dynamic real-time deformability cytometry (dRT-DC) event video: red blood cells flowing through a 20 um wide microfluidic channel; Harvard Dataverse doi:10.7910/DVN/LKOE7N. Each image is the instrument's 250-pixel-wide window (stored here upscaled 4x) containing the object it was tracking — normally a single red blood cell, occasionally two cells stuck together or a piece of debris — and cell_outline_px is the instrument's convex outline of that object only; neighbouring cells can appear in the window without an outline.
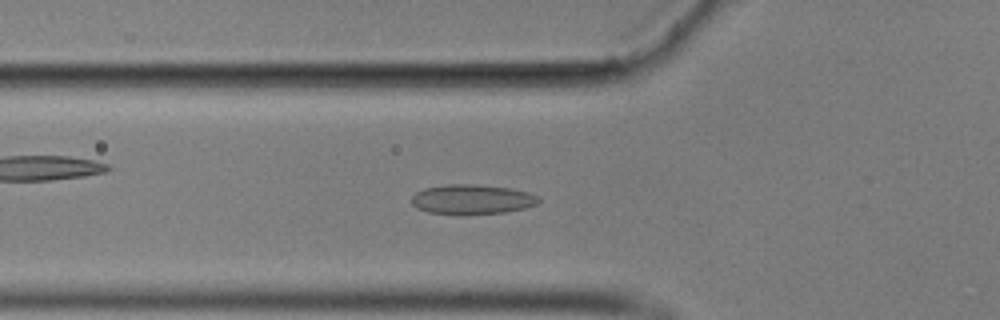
{"species": "common noctule bat (a hibernating species)", "species_latin": "Nyctalus noctula", "temperature_condition": "cold", "stored_images_in_passage": 45, "camera_frame_rate_fps": 3000, "um_per_image_px": 0.085, "animal": {"sex": "male", "body_mass_g": 17.9}, "frame": {"image": 1, "passage_image": 7, "time_ms": 2.0, "image_size_px": [1000, 320], "cell_outline_px": [[540, 200], [536, 204], [524, 208], [508, 212], [428, 212], [412, 204], [412, 196], [416, 192], [424, 188], [448, 184], [472, 184], [508, 188], [528, 192], [540, 196]], "centroid_in_image_um": [40.16, 16.9], "position_along_channel_um": 85.6, "area_um2": 21.15}}
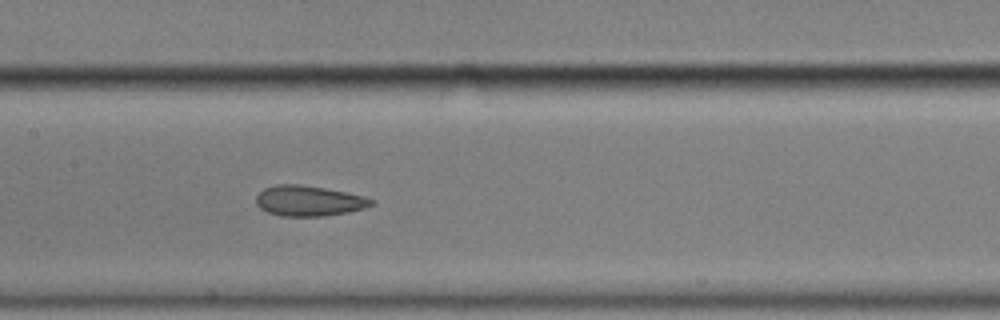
{"frame": {"image": 2, "passage_image": 15, "time_ms": 4.667, "image_size_px": [1000, 320], "cell_outline_px": [[372, 204], [364, 208], [348, 212], [324, 216], [280, 216], [268, 212], [260, 208], [256, 204], [256, 196], [264, 188], [276, 184], [300, 184], [324, 188], [364, 196], [372, 200]], "centroid_in_image_um": [26.2, 17.07], "position_along_channel_um": 181.2, "area_um2": 20.29}}
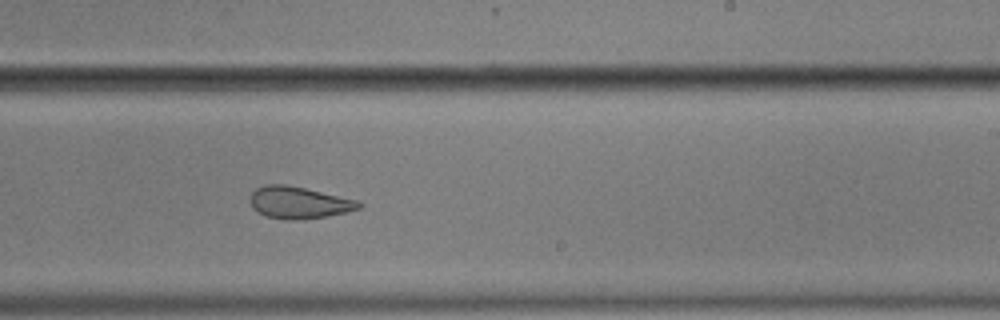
{"frame": {"image": 3, "passage_image": 22, "time_ms": 7.0, "image_size_px": [1000, 320], "cell_outline_px": [[364, 204], [360, 208], [348, 212], [328, 216], [296, 220], [292, 220], [264, 216], [256, 212], [252, 208], [248, 200], [252, 192], [256, 188], [264, 184], [284, 184], [304, 188], [356, 200]], "centroid_in_image_um": [25.35, 17.22], "position_along_channel_um": 263.6, "area_um2": 20.35}}